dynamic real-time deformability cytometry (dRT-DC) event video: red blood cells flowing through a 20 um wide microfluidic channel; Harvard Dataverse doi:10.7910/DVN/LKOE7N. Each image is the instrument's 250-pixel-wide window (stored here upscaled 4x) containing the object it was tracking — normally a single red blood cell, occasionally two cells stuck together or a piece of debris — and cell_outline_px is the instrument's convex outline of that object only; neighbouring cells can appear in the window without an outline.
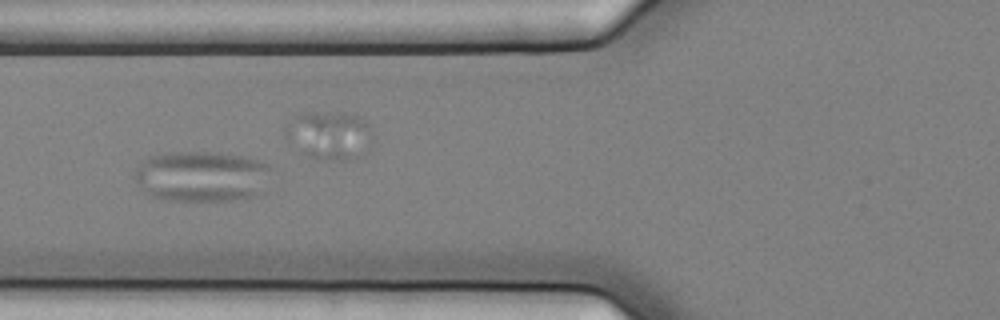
{"species": "common noctule bat (a hibernating species)", "species_latin": "Nyctalus noctula", "temperature_condition": "cold", "stored_images_in_passage": 9, "camera_frame_rate_fps": 3000, "um_per_image_px": 0.085, "animal": {"sex": "female", "body_mass_g": 25.1}, "frame": {"image": 1, "passage_image": 8, "time_ms": 2.333, "image_size_px": [1000, 320], "cell_outline_px": [[268, 168], [264, 192], [252, 196], [232, 200], [168, 200], [152, 196], [144, 192], [136, 180], [136, 168], [148, 156], [156, 152], [220, 152], [240, 156], [256, 160], [268, 164]], "centroid_in_image_um": [17.1, 14.97], "position_along_channel_um": 108.7, "area_um2": 40.17}}
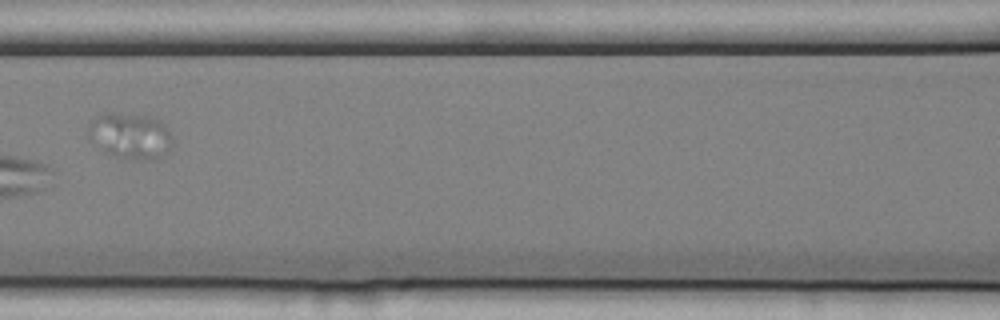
{"frame": {"image": 2, "passage_image": 9, "time_ms": 2.667, "image_size_px": [1000, 320], "cell_outline_px": [[172, 148], [160, 160], [148, 160], [108, 156], [88, 136], [88, 120], [104, 112], [108, 112], [148, 116], [160, 120], [164, 124], [172, 136]], "centroid_in_image_um": [11.08, 11.56], "position_along_channel_um": 155.5, "area_um2": 23.12}}